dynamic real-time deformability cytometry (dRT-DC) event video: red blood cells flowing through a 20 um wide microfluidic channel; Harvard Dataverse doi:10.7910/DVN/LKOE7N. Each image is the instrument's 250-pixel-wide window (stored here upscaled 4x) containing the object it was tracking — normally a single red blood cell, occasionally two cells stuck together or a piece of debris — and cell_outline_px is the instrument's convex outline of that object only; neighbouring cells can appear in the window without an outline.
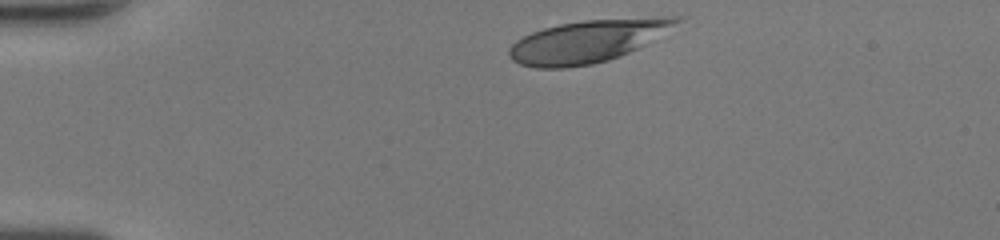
{"species": "human", "species_latin": "Homo sapiens", "temperature_condition": "room temperature", "stored_images_in_passage": 32, "camera_frame_rate_fps": 3000, "um_per_image_px": 0.085, "donor": {"sex": "female"}, "frame": {"image": 1, "passage_image": 1, "time_ms": 0.0, "image_size_px": [1000, 240], "cell_outline_px": [[684, 20], [644, 44], [620, 56], [608, 60], [592, 64], [564, 68], [536, 68], [520, 64], [512, 60], [508, 56], [508, 48], [516, 40], [532, 32], [544, 28], [560, 24], [584, 20], [668, 16], [680, 16]], "centroid_in_image_um": [49.91, 3.5], "position_along_channel_um": 35.1, "area_um2": 41.15}}
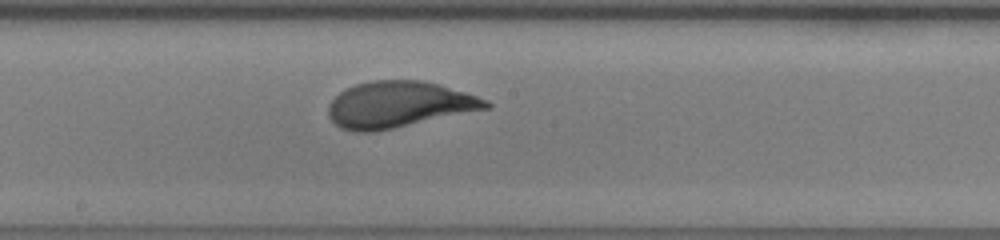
{"frame": {"image": 2, "passage_image": 18, "time_ms": 5.667, "image_size_px": [1000, 240], "cell_outline_px": [[492, 108], [372, 132], [356, 132], [340, 128], [328, 116], [328, 104], [340, 92], [356, 84], [372, 80], [424, 80], [440, 84], [488, 100], [492, 104]], "centroid_in_image_um": [33.91, 8.88], "position_along_channel_um": 214.3, "area_um2": 42.37}}
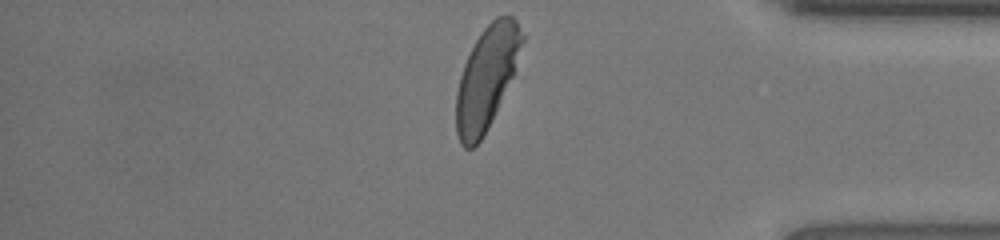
{"frame": {"image": 3, "passage_image": 32, "time_ms": 10.333, "image_size_px": [1000, 240], "cell_outline_px": [[524, 40], [512, 76], [488, 128], [480, 140], [472, 148], [464, 148], [460, 144], [456, 132], [456, 92], [460, 76], [464, 64], [480, 32], [496, 16], [512, 16], [516, 20], [524, 36]], "centroid_in_image_um": [41.34, 6.62], "position_along_channel_um": 393.9, "area_um2": 38.78}, "authors_computed_cell_mechanics": {"area_um2": 41.8183, "velocity_mm_per_s": 4.2619, "shape_relaxation_time_tau1_ms": 2.2364, "shape_relaxation_time_tau2_ms": null, "deformation_change_tau1": 0.1698, "deformation_change_tau2": null}}